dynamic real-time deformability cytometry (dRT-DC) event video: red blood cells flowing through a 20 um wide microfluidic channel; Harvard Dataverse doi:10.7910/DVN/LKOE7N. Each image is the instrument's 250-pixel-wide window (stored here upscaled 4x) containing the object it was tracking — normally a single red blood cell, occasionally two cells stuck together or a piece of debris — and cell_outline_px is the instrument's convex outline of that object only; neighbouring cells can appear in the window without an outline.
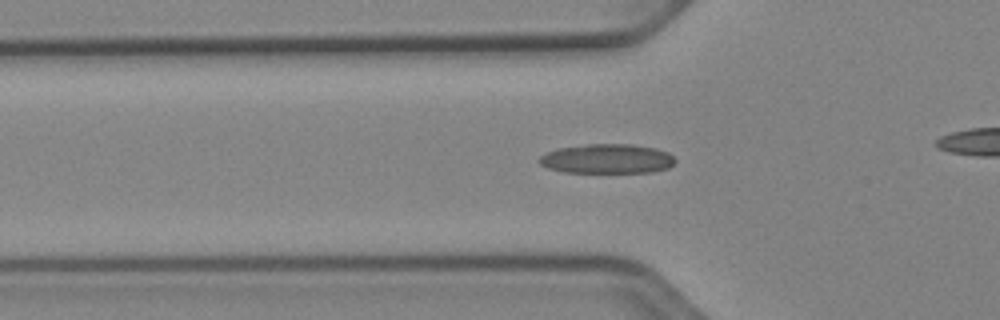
{"species": "Egyptian fruit bat (a non-hibernating species)", "species_latin": "Rousettus aegyptiacus", "temperature_condition": "cold", "stored_images_in_passage": 42, "camera_frame_rate_fps": 3000, "um_per_image_px": 0.085, "animal": {"sex": "female"}, "frame": {"image": 1, "passage_image": 17, "time_ms": 5.333, "image_size_px": [1000, 320], "cell_outline_px": [[676, 160], [668, 168], [652, 172], [564, 172], [548, 168], [540, 164], [540, 156], [548, 152], [560, 148], [588, 144], [632, 144], [656, 148], [668, 152]], "centroid_in_image_um": [51.63, 13.49], "position_along_channel_um": 74.2, "area_um2": 23.18}}
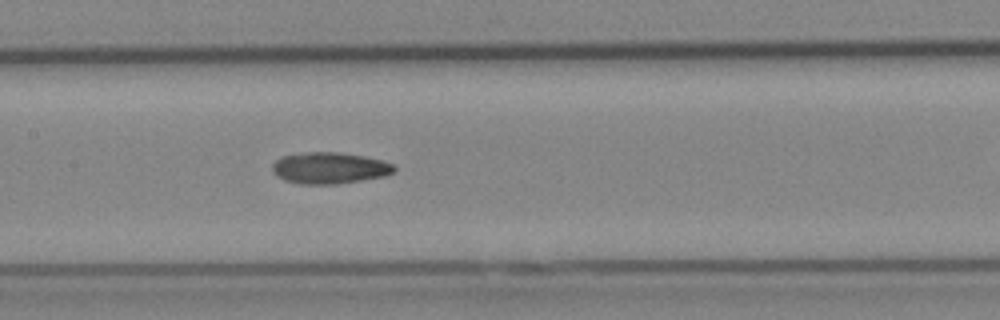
{"frame": {"image": 2, "passage_image": 25, "time_ms": 8.0, "image_size_px": [1000, 320], "cell_outline_px": [[396, 172], [384, 176], [336, 184], [300, 184], [284, 180], [276, 176], [272, 172], [272, 164], [276, 160], [284, 156], [308, 152], [336, 152], [364, 156], [380, 160], [392, 164], [396, 168]], "centroid_in_image_um": [27.99, 14.29], "position_along_channel_um": 179.4, "area_um2": 22.2}}
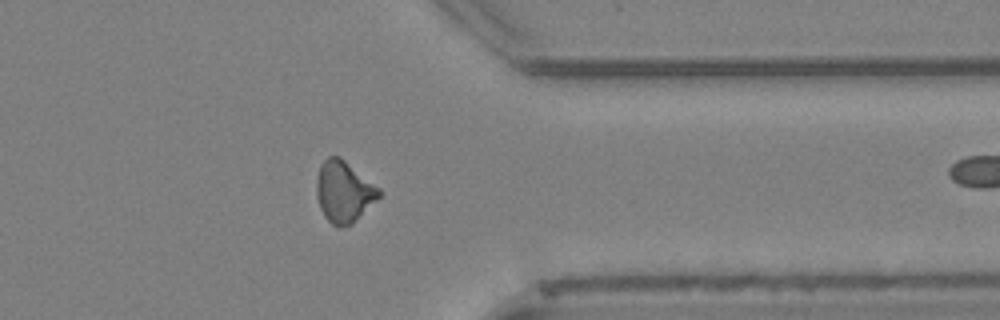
{"frame": {"image": 3, "passage_image": 41, "time_ms": 13.333, "image_size_px": [1000, 320], "cell_outline_px": [[380, 196], [352, 224], [332, 224], [324, 216], [320, 208], [316, 196], [316, 180], [320, 164], [328, 156], [340, 156], [380, 188]], "centroid_in_image_um": [29.2, 16.25], "position_along_channel_um": 382.2, "area_um2": 22.08}}